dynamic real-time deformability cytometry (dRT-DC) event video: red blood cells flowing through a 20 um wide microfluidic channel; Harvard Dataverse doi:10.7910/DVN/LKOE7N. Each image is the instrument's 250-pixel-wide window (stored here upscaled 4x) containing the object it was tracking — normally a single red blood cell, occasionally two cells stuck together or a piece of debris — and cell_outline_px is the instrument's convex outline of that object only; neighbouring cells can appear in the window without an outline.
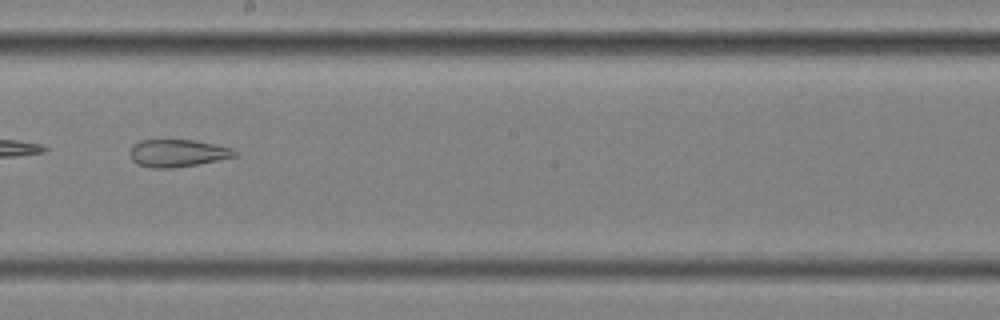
{"species": "common noctule bat (a hibernating species)", "species_latin": "Nyctalus noctula", "temperature_condition": "cold", "stored_images_in_passage": 34, "camera_frame_rate_fps": 3000, "um_per_image_px": 0.085, "animal": {"sex": "female", "body_mass_g": 25.1}, "frame": {"image": 1, "passage_image": 15, "time_ms": 4.667, "image_size_px": [1000, 320], "cell_outline_px": [[236, 156], [196, 164], [172, 168], [152, 168], [136, 164], [132, 160], [128, 152], [132, 144], [140, 140], [192, 140], [232, 148], [236, 152]], "centroid_in_image_um": [15.0, 13.01], "position_along_channel_um": 233.2, "area_um2": 16.65}, "authors_computed_cell_mechanics": {"area_um2": 19.3052, "velocity_mm_per_s": 3.5541, "shape_relaxation_time_tau1_ms": null, "shape_relaxation_time_tau2_ms": 2.3737, "deformation_change_tau1": null, "deformation_change_tau2": 0.1107}}